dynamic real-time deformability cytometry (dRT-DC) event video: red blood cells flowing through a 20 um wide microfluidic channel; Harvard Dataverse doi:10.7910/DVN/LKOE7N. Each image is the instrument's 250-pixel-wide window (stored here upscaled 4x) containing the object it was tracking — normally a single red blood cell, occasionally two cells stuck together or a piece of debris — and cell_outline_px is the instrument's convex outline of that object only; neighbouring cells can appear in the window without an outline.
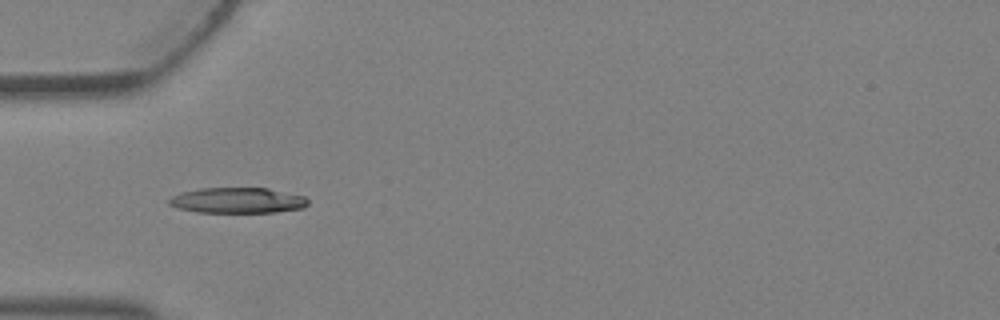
{"species": "Egyptian fruit bat (a non-hibernating species)", "species_latin": "Rousettus aegyptiacus", "temperature_condition": "warm", "stored_images_in_passage": 5, "camera_frame_rate_fps": 3000, "um_per_image_px": 0.085, "animal": {"sex": "female"}, "frame": {"image": 1, "passage_image": 4, "time_ms": 1.0, "image_size_px": [1000, 320], "cell_outline_px": [[308, 204], [304, 208], [276, 212], [196, 212], [176, 208], [168, 204], [168, 200], [172, 196], [184, 192], [200, 188], [268, 188], [304, 196], [308, 200]], "centroid_in_image_um": [20.19, 17.04], "position_along_channel_um": 64.8, "area_um2": 20.69}}
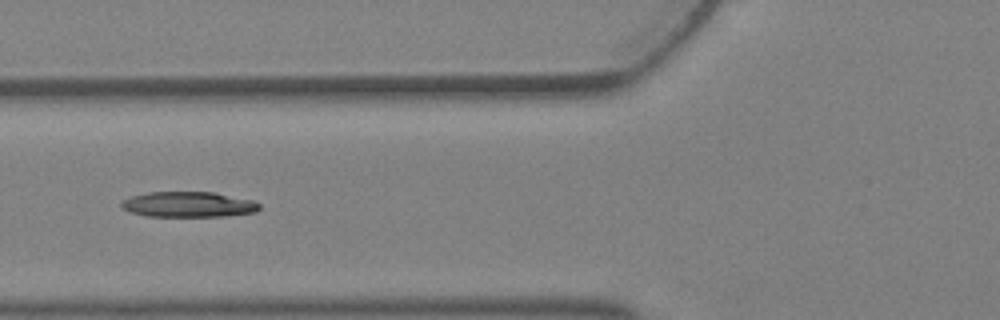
{"frame": {"image": 2, "passage_image": 5, "time_ms": 1.333, "image_size_px": [1000, 320], "cell_outline_px": [[260, 208], [256, 212], [224, 216], [144, 216], [128, 212], [120, 208], [120, 204], [124, 200], [132, 196], [148, 192], [216, 192], [252, 200], [260, 204]], "centroid_in_image_um": [15.99, 17.38], "position_along_channel_um": 109.8, "area_um2": 20.58}}